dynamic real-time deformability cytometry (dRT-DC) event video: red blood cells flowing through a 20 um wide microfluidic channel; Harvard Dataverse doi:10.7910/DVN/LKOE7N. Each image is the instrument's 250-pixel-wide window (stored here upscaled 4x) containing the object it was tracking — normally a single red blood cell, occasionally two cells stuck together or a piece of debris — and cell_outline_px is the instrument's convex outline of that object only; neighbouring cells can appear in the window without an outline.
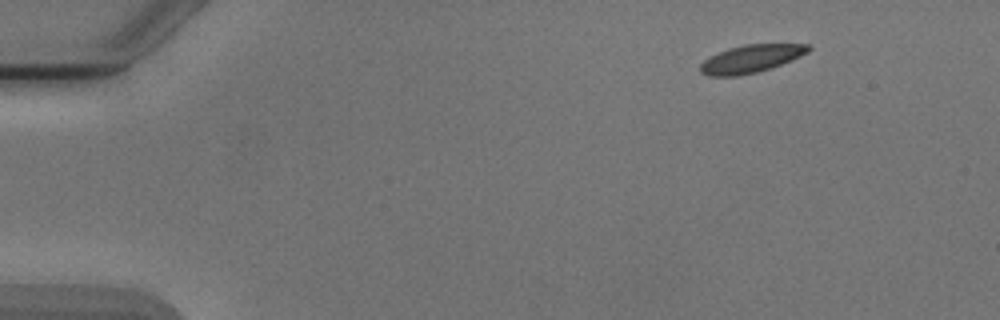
{"species": "Egyptian fruit bat (a non-hibernating species)", "species_latin": "Rousettus aegyptiacus", "temperature_condition": "cold", "stored_images_in_passage": 3, "camera_frame_rate_fps": 3000, "um_per_image_px": 0.085, "animal": {"sex": "male"}, "frame": {"image": 1, "passage_image": 3, "time_ms": 3.0, "image_size_px": [1000, 320], "cell_outline_px": [[812, 48], [808, 52], [792, 60], [772, 68], [756, 72], [736, 76], [708, 76], [700, 72], [700, 64], [708, 56], [728, 48], [744, 44], [812, 44]], "centroid_in_image_um": [63.83, 4.99], "position_along_channel_um": 21.2, "area_um2": 17.69}}